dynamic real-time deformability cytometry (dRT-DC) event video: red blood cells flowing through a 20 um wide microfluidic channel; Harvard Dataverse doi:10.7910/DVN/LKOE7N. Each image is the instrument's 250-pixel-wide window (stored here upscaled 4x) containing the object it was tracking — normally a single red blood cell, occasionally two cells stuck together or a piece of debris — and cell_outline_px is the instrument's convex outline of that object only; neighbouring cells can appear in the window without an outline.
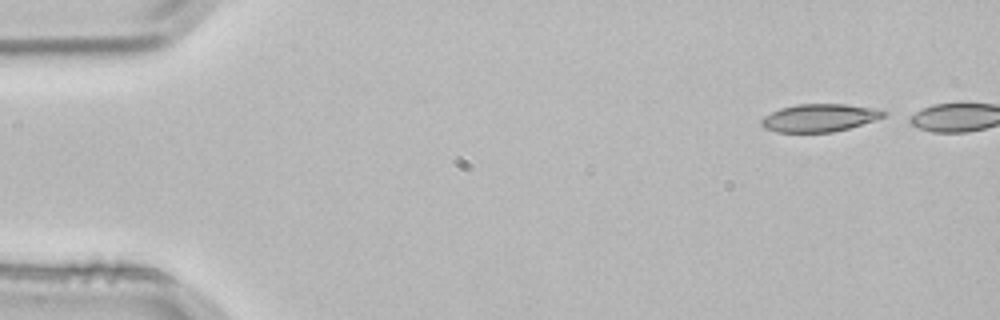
{"species": "common noctule bat (a hibernating species)", "species_latin": "Nyctalus noctula", "temperature_condition": "room temperature", "stored_images_in_passage": 4, "segment_of_instrument_passage": [2, 2], "camera_frame_rate_fps": 3000, "um_per_image_px": 0.085, "animal": {"sex": "male", "body_mass_g": 21.5, "forearm_length_mm": 52.0}, "frame": {"image": 1, "passage_image": 4, "time_ms": 1.0, "image_size_px": [1000, 320], "cell_outline_px": [[888, 112], [884, 116], [848, 128], [832, 132], [776, 132], [764, 128], [760, 124], [760, 120], [764, 116], [780, 108], [796, 104], [844, 104], [872, 108]], "centroid_in_image_um": [69.58, 10.01], "position_along_channel_um": 15.4, "area_um2": 19.54}}